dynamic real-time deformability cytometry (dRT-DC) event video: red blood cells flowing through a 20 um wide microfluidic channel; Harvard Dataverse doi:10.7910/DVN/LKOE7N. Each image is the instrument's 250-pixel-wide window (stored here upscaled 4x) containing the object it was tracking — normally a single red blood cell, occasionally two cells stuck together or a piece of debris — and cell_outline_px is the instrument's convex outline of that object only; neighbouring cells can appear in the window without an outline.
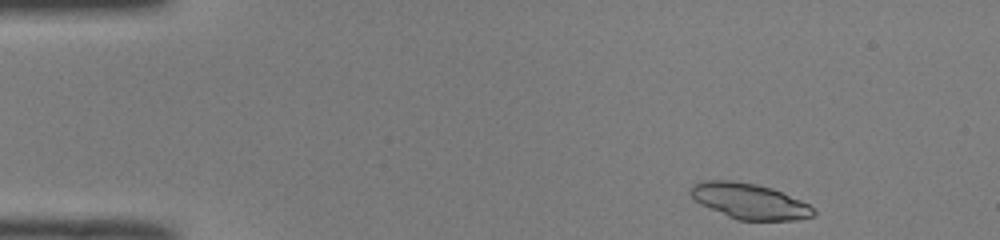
{"species": "common noctule bat (a hibernating species)", "species_latin": "Nyctalus noctula", "temperature_condition": "room temperature", "stored_images_in_passage": 45, "camera_frame_rate_fps": 3000, "um_per_image_px": 0.085, "animal": {"sex": "male", "body_mass_g": 19.0, "forearm_length_mm": 50.8}, "frame": {"image": 1, "passage_image": 2, "time_ms": 0.333, "image_size_px": [1000, 240], "cell_outline_px": [[816, 216], [796, 220], [736, 220], [700, 204], [688, 192], [692, 184], [700, 180], [732, 180], [756, 184], [772, 188], [800, 200], [808, 204], [816, 212]], "centroid_in_image_um": [63.67, 17.09], "position_along_channel_um": 21.3, "area_um2": 25.61}}
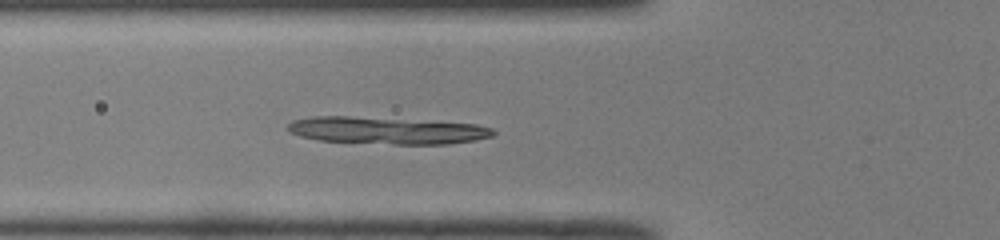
{"frame": {"image": 2, "passage_image": 14, "time_ms": 4.333, "image_size_px": [1000, 240], "cell_outline_px": [[496, 132], [492, 136], [476, 140], [448, 144], [392, 144], [320, 140], [300, 136], [288, 132], [288, 124], [292, 120], [312, 116], [348, 116], [476, 124], [492, 128]], "centroid_in_image_um": [32.86, 11.09], "position_along_channel_um": 92.9, "area_um2": 32.19}}
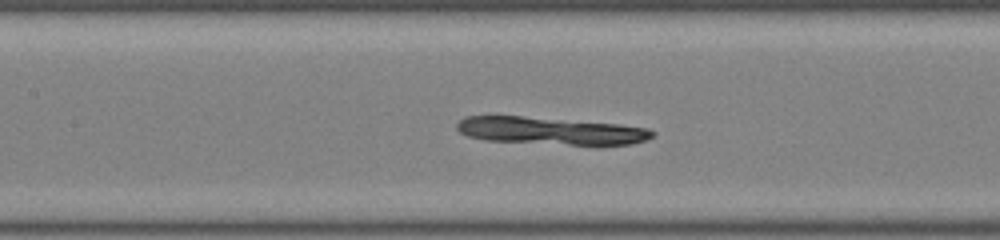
{"frame": {"image": 3, "passage_image": 19, "time_ms": 6.0, "image_size_px": [1000, 240], "cell_outline_px": [[656, 132], [648, 140], [632, 144], [600, 148], [596, 148], [484, 140], [468, 136], [460, 132], [456, 128], [456, 124], [464, 116], [520, 116], [616, 124], [648, 128]], "centroid_in_image_um": [46.9, 11.18], "position_along_channel_um": 160.5, "area_um2": 32.54}}